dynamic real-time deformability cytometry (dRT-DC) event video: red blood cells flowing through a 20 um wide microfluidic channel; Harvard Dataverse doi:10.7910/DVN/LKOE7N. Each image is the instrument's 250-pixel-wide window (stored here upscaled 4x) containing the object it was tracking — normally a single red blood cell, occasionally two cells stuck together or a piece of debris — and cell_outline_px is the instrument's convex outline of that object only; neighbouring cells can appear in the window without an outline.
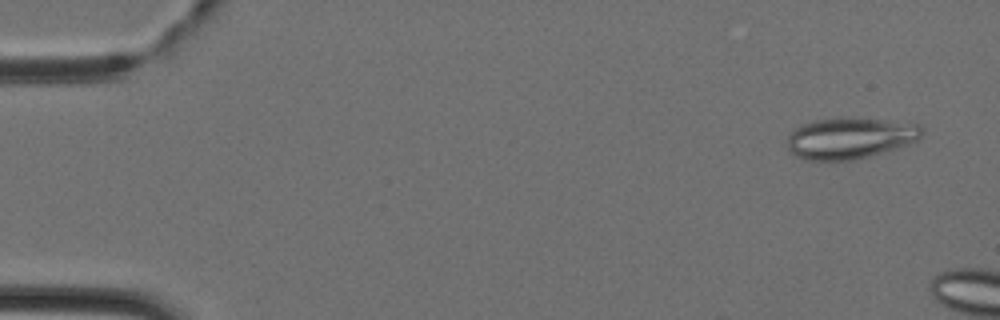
{"species": "Egyptian fruit bat (a non-hibernating species)", "species_latin": "Rousettus aegyptiacus", "temperature_condition": "cold", "stored_images_in_passage": 6, "camera_frame_rate_fps": 3000, "um_per_image_px": 0.085, "animal": {"sex": "female"}, "frame": {"image": 1, "passage_image": 3, "time_ms": 0.667, "image_size_px": [1000, 320], "cell_outline_px": [[924, 132], [916, 140], [896, 148], [868, 156], [852, 160], [804, 160], [796, 156], [788, 148], [788, 136], [796, 128], [804, 124], [816, 120], [840, 116], [888, 120], [920, 124]], "centroid_in_image_um": [72.25, 11.72], "position_along_channel_um": 12.7, "area_um2": 32.31}}